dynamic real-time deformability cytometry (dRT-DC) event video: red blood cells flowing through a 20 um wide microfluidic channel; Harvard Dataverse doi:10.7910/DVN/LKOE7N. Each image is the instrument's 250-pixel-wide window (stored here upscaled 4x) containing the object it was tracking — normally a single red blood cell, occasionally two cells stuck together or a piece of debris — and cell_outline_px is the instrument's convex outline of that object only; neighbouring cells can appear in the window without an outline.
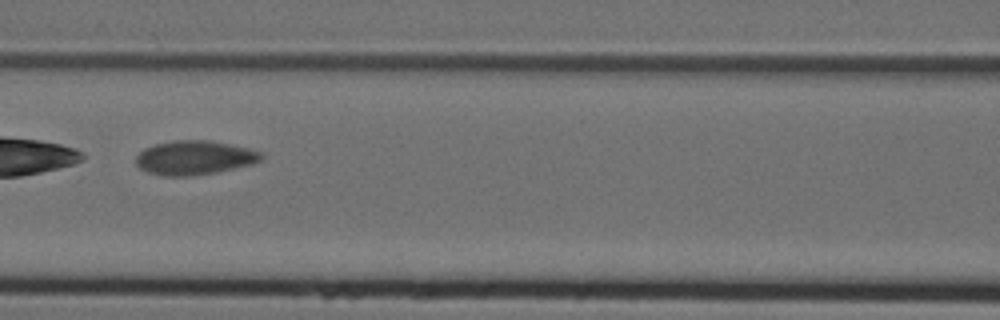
{"species": "Egyptian fruit bat (a non-hibernating species)", "species_latin": "Rousettus aegyptiacus", "temperature_condition": "cold", "stored_images_in_passage": 48, "camera_frame_rate_fps": 3000, "um_per_image_px": 0.085, "animal": {"sex": "female"}, "frame": {"image": 1, "passage_image": 18, "time_ms": 5.667, "image_size_px": [1000, 320], "cell_outline_px": [[264, 156], [260, 160], [252, 164], [216, 172], [192, 176], [164, 176], [148, 172], [140, 168], [136, 164], [136, 156], [144, 148], [156, 144], [176, 140], [208, 140], [248, 148], [264, 152]], "centroid_in_image_um": [16.54, 13.41], "position_along_channel_um": 150.1, "area_um2": 24.85}}
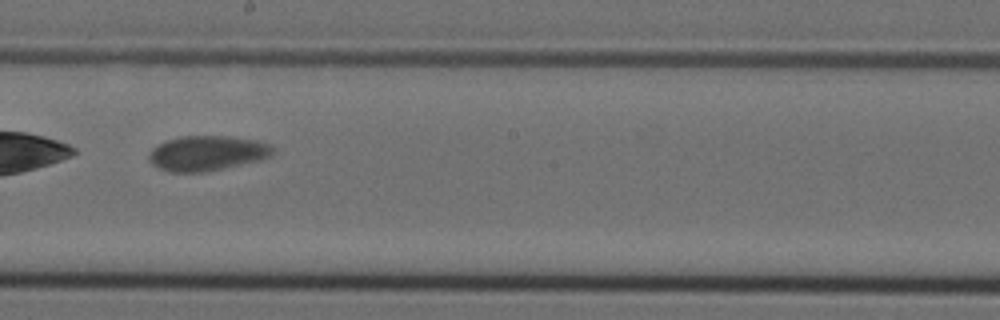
{"frame": {"image": 2, "passage_image": 25, "time_ms": 8.0, "image_size_px": [1000, 320], "cell_outline_px": [[276, 152], [272, 156], [260, 160], [204, 172], [168, 172], [152, 164], [148, 160], [148, 156], [152, 148], [156, 144], [180, 136], [228, 136], [256, 140], [272, 144], [276, 148]], "centroid_in_image_um": [17.63, 13.01], "position_along_channel_um": 230.6, "area_um2": 25.55}}
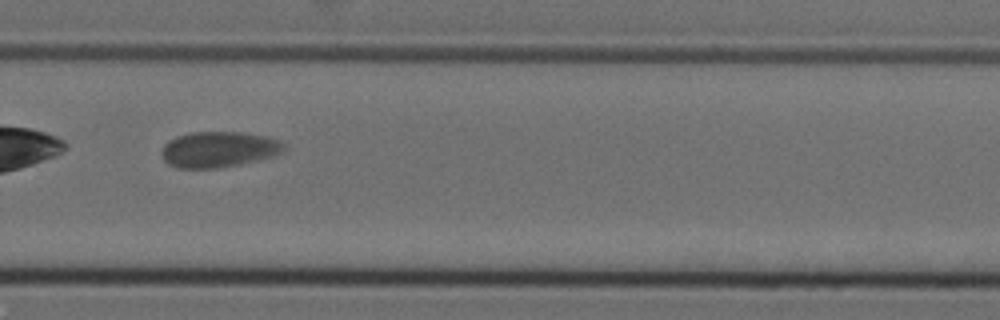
{"frame": {"image": 3, "passage_image": 32, "time_ms": 10.333, "image_size_px": [1000, 320], "cell_outline_px": [[288, 148], [276, 156], [240, 164], [220, 168], [176, 168], [168, 164], [164, 160], [160, 152], [164, 144], [168, 140], [176, 136], [192, 132], [240, 132], [268, 136], [280, 140]], "centroid_in_image_um": [18.61, 12.7], "position_along_channel_um": 311.2, "area_um2": 25.95}, "authors_computed_cell_mechanics": {"area_um2": 25.6632, "velocity_mm_per_s": 3.4643, "shape_relaxation_time_tau1_ms": 0.2521, "shape_relaxation_time_tau2_ms": 0.6989, "deformation_change_tau1": 0.2598, "deformation_change_tau2": 0.046}}